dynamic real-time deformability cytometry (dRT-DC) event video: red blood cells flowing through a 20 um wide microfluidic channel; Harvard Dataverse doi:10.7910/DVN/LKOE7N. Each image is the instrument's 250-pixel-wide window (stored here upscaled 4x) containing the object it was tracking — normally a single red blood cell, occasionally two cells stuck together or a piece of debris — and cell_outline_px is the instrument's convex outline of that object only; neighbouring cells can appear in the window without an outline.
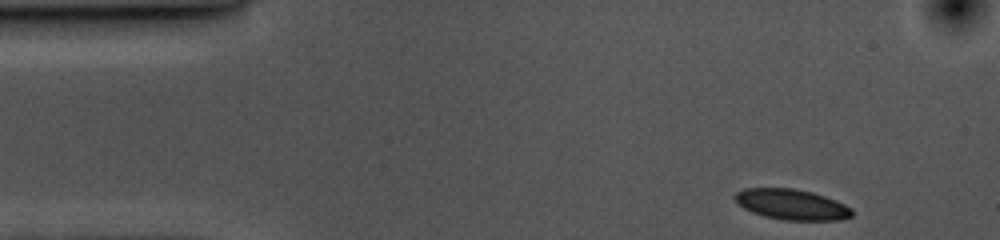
{"species": "common noctule bat (a hibernating species)", "species_latin": "Nyctalus noctula", "temperature_condition": "cold", "stored_images_in_passage": 39, "camera_frame_rate_fps": 3000, "um_per_image_px": 0.085, "animal": {"sex": "female", "body_mass_g": 10.0, "forearm_length_mm": 53.1}, "frame": {"image": 1, "passage_image": 1, "time_ms": 0.0, "image_size_px": [1000, 240], "cell_outline_px": [[852, 216], [836, 220], [784, 220], [764, 216], [752, 212], [744, 208], [732, 196], [736, 192], [744, 188], [792, 188], [812, 192], [836, 200], [852, 208]], "centroid_in_image_um": [67.28, 17.37], "position_along_channel_um": 17.7, "area_um2": 20.75}}
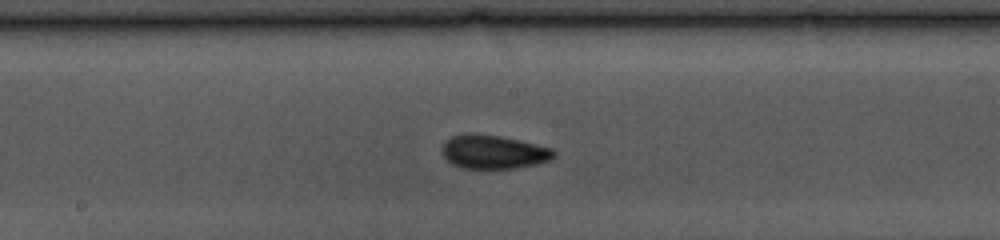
{"frame": {"image": 2, "passage_image": 23, "time_ms": 7.333, "image_size_px": [1000, 240], "cell_outline_px": [[556, 156], [548, 160], [536, 164], [516, 168], [464, 168], [452, 164], [444, 156], [444, 144], [452, 136], [500, 136], [536, 144], [552, 148], [556, 152]], "centroid_in_image_um": [42.04, 12.95], "position_along_channel_um": 206.2, "area_um2": 21.04}}
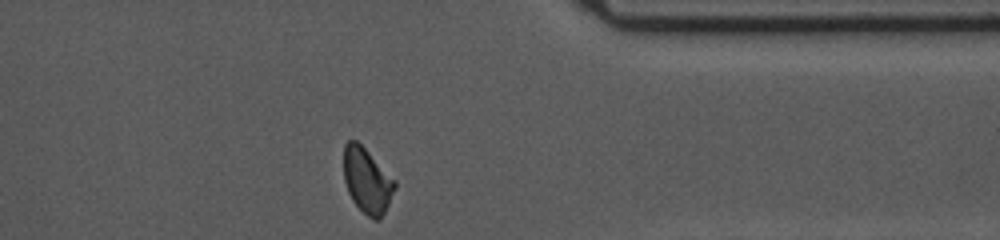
{"frame": {"image": 3, "passage_image": 39, "time_ms": 12.667, "image_size_px": [1000, 240], "cell_outline_px": [[396, 188], [380, 220], [372, 220], [352, 200], [348, 192], [344, 180], [344, 144], [348, 140], [356, 140], [396, 180]], "centroid_in_image_um": [31.2, 15.35], "position_along_channel_um": 380.2, "area_um2": 19.25}, "authors_computed_cell_mechanics": {"area_um2": 21.1548, "velocity_mm_per_s": 3.5422, "shape_relaxation_time_tau1_ms": 5.2839, "shape_relaxation_time_tau2_ms": 1.9113, "deformation_change_tau1": 0.1215, "deformation_change_tau2": 0.044}}